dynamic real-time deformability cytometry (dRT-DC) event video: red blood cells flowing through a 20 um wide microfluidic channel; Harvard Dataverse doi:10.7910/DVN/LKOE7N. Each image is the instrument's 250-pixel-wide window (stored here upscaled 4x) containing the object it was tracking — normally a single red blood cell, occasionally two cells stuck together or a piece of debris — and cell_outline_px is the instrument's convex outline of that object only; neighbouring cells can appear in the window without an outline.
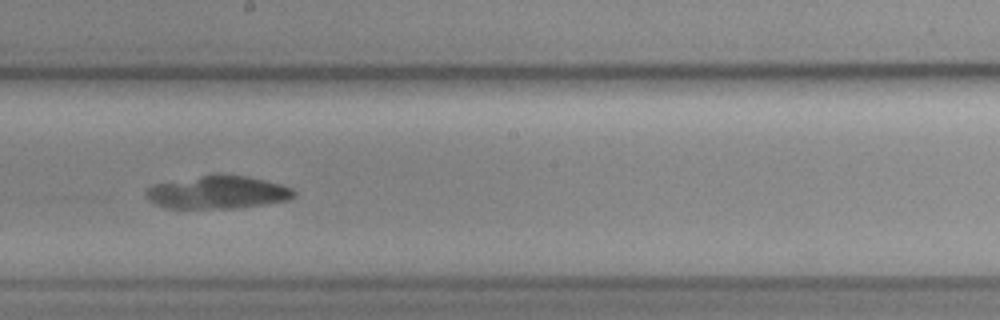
{"species": "common noctule bat (a hibernating species)", "species_latin": "Nyctalus noctula", "temperature_condition": "cold", "stored_images_in_passage": 10, "camera_frame_rate_fps": 3000, "um_per_image_px": 0.085, "animal": {"sex": "female", "body_mass_g": 19.3, "forearm_length_mm": 54.1}, "frame": {"image": 1, "passage_image": 9, "time_ms": 2.667, "image_size_px": [1000, 320], "cell_outline_px": [[296, 196], [288, 200], [264, 204], [236, 208], [164, 208], [148, 200], [144, 196], [144, 192], [152, 184], [200, 176], [248, 176], [280, 184], [292, 188], [296, 192]], "centroid_in_image_um": [18.48, 16.37], "position_along_channel_um": 229.7, "area_um2": 28.09}}